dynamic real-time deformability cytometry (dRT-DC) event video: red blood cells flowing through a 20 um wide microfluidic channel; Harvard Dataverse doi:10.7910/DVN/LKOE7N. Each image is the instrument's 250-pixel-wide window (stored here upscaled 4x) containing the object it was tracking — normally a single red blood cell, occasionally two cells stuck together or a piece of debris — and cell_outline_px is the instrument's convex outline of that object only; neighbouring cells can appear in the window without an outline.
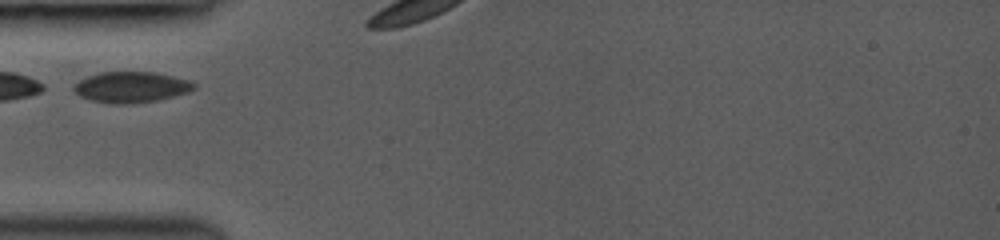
{"species": "common noctule bat (a hibernating species)", "species_latin": "Nyctalus noctula", "temperature_condition": "room temperature", "stored_images_in_passage": 21, "camera_frame_rate_fps": 3000, "um_per_image_px": 0.085, "animal": {"sex": "female", "body_mass_g": 19.0, "forearm_length_mm": 53.3}, "frame": {"image": 1, "passage_image": 1, "time_ms": 0.0, "image_size_px": [1000, 240], "cell_outline_px": [[196, 88], [188, 92], [160, 100], [128, 104], [108, 104], [92, 100], [80, 96], [72, 88], [80, 80], [88, 76], [100, 72], [156, 72], [188, 80], [196, 84]], "centroid_in_image_um": [11.17, 7.41], "position_along_channel_um": 73.8, "area_um2": 21.62}}